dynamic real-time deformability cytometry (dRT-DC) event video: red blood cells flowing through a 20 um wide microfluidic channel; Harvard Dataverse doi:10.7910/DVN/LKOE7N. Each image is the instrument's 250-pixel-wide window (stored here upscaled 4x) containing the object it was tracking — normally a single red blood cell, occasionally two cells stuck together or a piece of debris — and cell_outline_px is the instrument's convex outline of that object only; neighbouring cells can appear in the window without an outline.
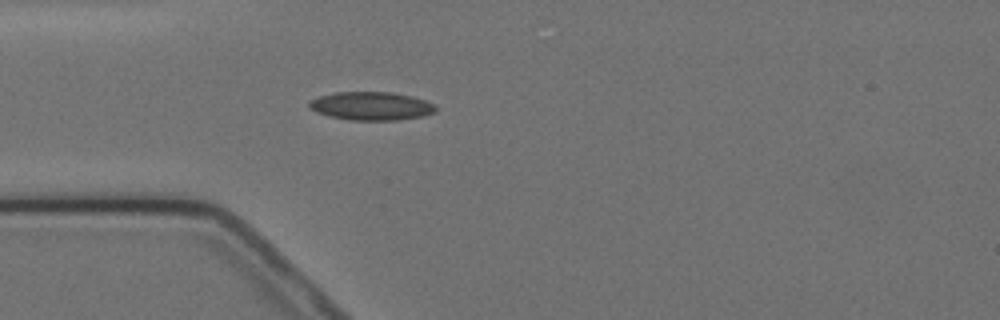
{"species": "Egyptian fruit bat (a non-hibernating species)", "species_latin": "Rousettus aegyptiacus", "temperature_condition": "cold", "stored_images_in_passage": 4, "camera_frame_rate_fps": 3000, "um_per_image_px": 0.085, "animal": {"sex": "female"}, "frame": {"image": 1, "passage_image": 4, "time_ms": 3.667, "image_size_px": [1000, 320], "cell_outline_px": [[436, 112], [424, 116], [400, 120], [348, 120], [316, 112], [308, 108], [308, 100], [320, 96], [336, 92], [392, 92], [412, 96], [424, 100], [432, 104], [436, 108]], "centroid_in_image_um": [31.54, 9.01], "position_along_channel_um": 53.5, "area_um2": 20.98}}